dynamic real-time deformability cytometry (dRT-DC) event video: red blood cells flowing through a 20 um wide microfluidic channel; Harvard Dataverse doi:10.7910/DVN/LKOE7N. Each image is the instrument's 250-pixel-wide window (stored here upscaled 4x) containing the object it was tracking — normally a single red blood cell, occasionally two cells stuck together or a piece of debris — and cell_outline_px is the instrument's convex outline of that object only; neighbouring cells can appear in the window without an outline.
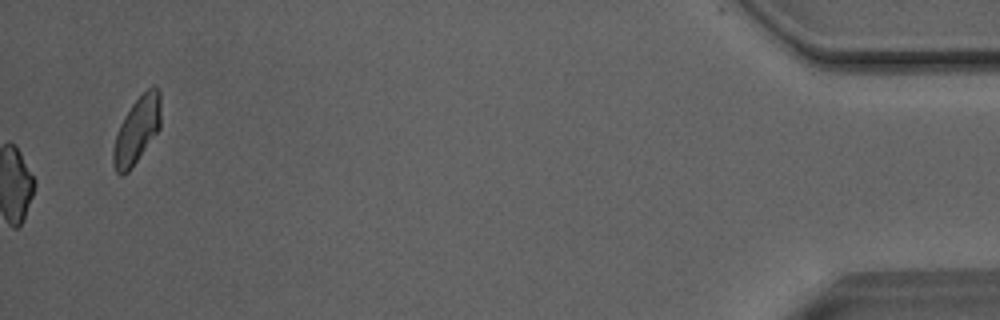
{"species": "Egyptian fruit bat (a non-hibernating species)", "species_latin": "Rousettus aegyptiacus", "temperature_condition": "room temperature", "stored_images_in_passage": 52, "camera_frame_rate_fps": 3000, "um_per_image_px": 0.085, "animal": {"sex": "male"}, "frame": {"image": 1, "passage_image": 52, "time_ms": 17.0, "image_size_px": [1000, 320], "cell_outline_px": [[160, 128], [128, 172], [120, 176], [116, 172], [112, 164], [112, 148], [116, 132], [124, 116], [132, 104], [152, 84], [160, 88]], "centroid_in_image_um": [11.61, 11.06], "position_along_channel_um": 423.6, "area_um2": 18.5}, "authors_computed_cell_mechanics": {"area_um2": 19.2185, "velocity_mm_per_s": 4.0766, "shape_relaxation_time_tau1_ms": null, "shape_relaxation_time_tau2_ms": 3.9957, "deformation_change_tau1": null, "deformation_change_tau2": 0.1086}}